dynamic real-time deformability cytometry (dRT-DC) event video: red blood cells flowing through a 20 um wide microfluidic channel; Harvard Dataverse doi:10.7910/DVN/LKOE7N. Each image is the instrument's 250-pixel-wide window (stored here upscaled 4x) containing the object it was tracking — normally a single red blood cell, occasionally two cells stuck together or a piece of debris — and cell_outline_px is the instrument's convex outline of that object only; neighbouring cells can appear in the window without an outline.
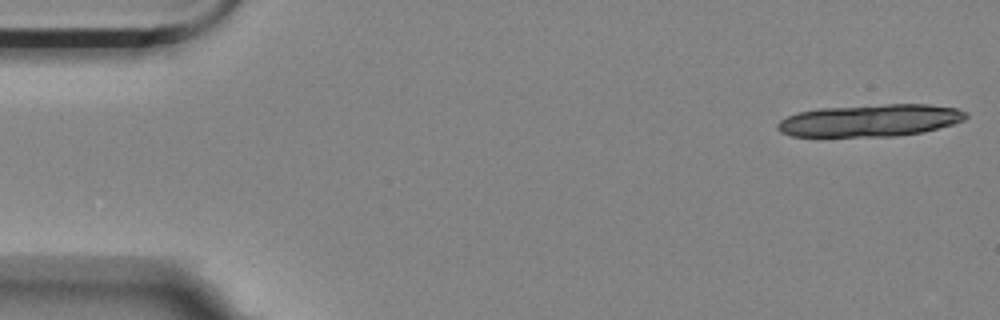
{"species": "Egyptian fruit bat (a non-hibernating species)", "species_latin": "Rousettus aegyptiacus", "temperature_condition": "room temperature", "stored_images_in_passage": 18, "camera_frame_rate_fps": 3000, "um_per_image_px": 0.085, "animal": {"sex": "female"}, "frame": {"image": 1, "passage_image": 1, "time_ms": 0.0, "image_size_px": [1000, 320], "cell_outline_px": [[968, 116], [964, 120], [952, 124], [920, 132], [896, 136], [792, 136], [780, 132], [776, 128], [776, 124], [780, 120], [796, 112], [820, 108], [884, 104], [928, 104], [956, 108], [968, 112]], "centroid_in_image_um": [73.94, 10.23], "position_along_channel_um": 11.1, "area_um2": 35.32}}